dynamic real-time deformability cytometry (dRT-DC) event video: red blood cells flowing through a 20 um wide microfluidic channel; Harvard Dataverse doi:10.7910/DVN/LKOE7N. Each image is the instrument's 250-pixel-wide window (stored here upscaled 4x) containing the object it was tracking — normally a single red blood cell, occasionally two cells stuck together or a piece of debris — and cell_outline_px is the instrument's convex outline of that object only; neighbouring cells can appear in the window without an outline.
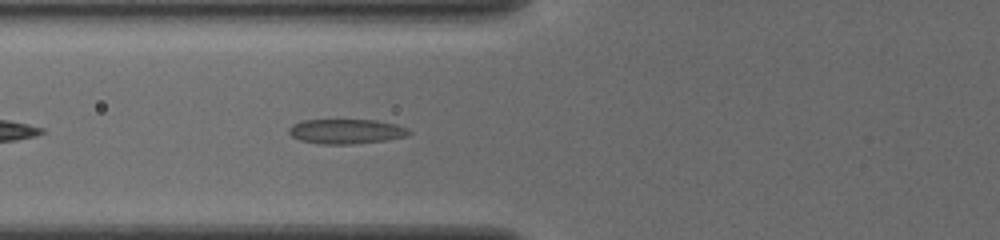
{"species": "common noctule bat (a hibernating species)", "species_latin": "Nyctalus noctula", "temperature_condition": "cold", "stored_images_in_passage": 37, "camera_frame_rate_fps": 3000, "um_per_image_px": 0.085, "animal": {"sex": "female", "body_mass_g": 19.5, "forearm_length_mm": 54.1}, "frame": {"image": 1, "passage_image": 5, "time_ms": 1.333, "image_size_px": [1000, 240], "cell_outline_px": [[412, 132], [408, 136], [388, 140], [352, 144], [320, 144], [300, 140], [292, 136], [288, 132], [288, 128], [292, 124], [304, 120], [376, 120], [396, 124], [408, 128]], "centroid_in_image_um": [29.45, 11.17], "position_along_channel_um": 96.3, "area_um2": 17.46}}
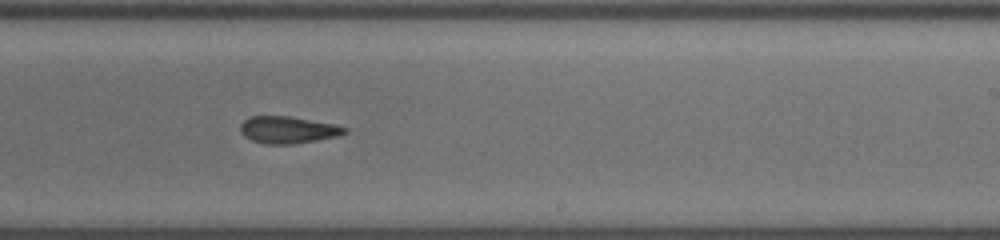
{"frame": {"image": 2, "passage_image": 18, "time_ms": 5.667, "image_size_px": [1000, 240], "cell_outline_px": [[348, 132], [340, 136], [292, 144], [264, 144], [252, 140], [244, 136], [240, 132], [240, 124], [248, 116], [288, 116], [336, 124], [348, 128]], "centroid_in_image_um": [24.48, 11.03], "position_along_channel_um": 264.5, "area_um2": 16.59}}
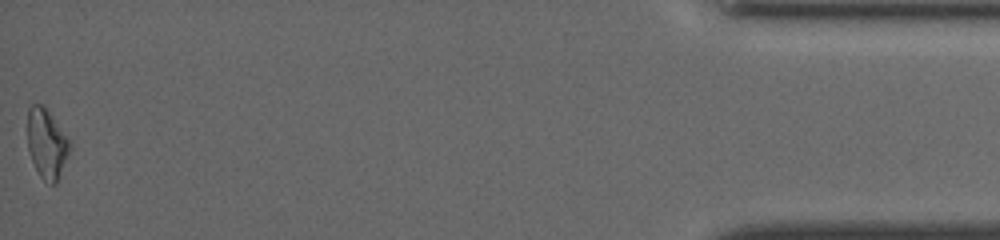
{"frame": {"image": 3, "passage_image": 37, "time_ms": 12.0, "image_size_px": [1000, 240], "cell_outline_px": [[72, 144], [56, 184], [52, 184], [44, 180], [40, 176], [32, 160], [28, 148], [28, 108], [32, 104], [44, 104]], "centroid_in_image_um": [3.97, 12.18], "position_along_channel_um": 431.2, "area_um2": 16.94}, "authors_computed_cell_mechanics": {"area_um2": 16.762, "velocity_mm_per_s": 3.8774, "shape_relaxation_time_tau1_ms": 10.9978, "shape_relaxation_time_tau2_ms": 2.562, "deformation_change_tau1": 0.2082, "deformation_change_tau2": 0.1153}}